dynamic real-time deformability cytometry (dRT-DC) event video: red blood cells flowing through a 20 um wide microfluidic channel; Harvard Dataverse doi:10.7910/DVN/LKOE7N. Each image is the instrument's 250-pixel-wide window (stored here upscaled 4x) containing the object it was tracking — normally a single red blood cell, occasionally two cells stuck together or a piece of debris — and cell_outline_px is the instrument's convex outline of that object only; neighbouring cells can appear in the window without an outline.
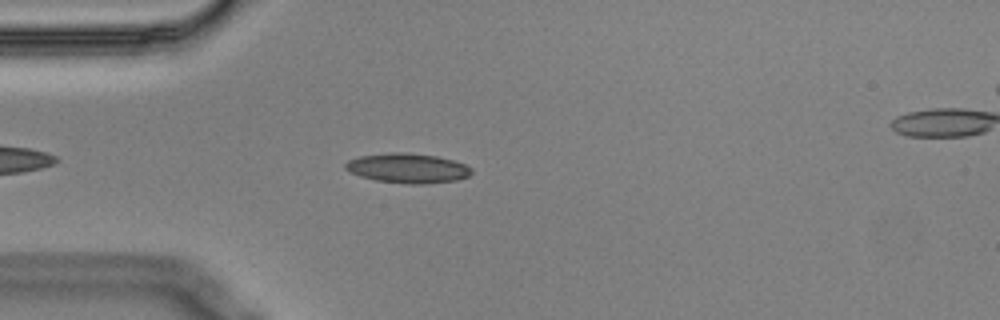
{"species": "Egyptian fruit bat (a non-hibernating species)", "species_latin": "Rousettus aegyptiacus", "temperature_condition": "cold", "stored_images_in_passage": 29, "camera_frame_rate_fps": 3000, "um_per_image_px": 0.085, "animal": {"sex": "male"}, "frame": {"image": 1, "passage_image": 7, "time_ms": 2.0, "image_size_px": [1000, 320], "cell_outline_px": [[472, 172], [468, 176], [456, 180], [424, 184], [408, 184], [376, 180], [360, 176], [348, 172], [344, 168], [344, 164], [348, 160], [360, 156], [392, 152], [408, 152], [436, 156], [452, 160], [464, 164], [472, 168]], "centroid_in_image_um": [34.62, 14.29], "position_along_channel_um": 50.4, "area_um2": 21.85}}
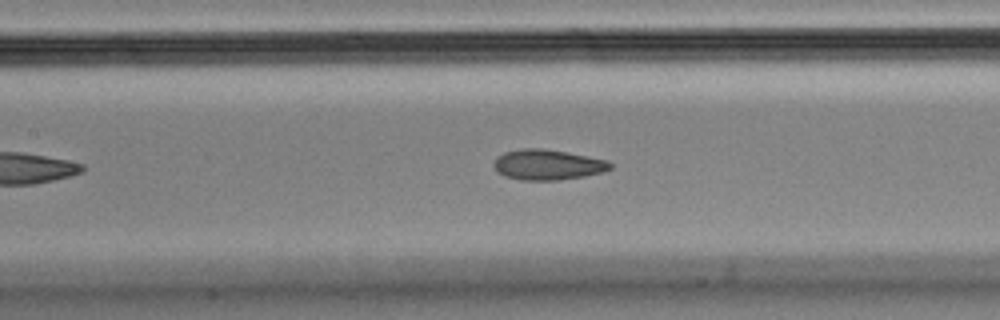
{"frame": {"image": 2, "passage_image": 17, "time_ms": 5.333, "image_size_px": [1000, 320], "cell_outline_px": [[612, 168], [604, 172], [584, 176], [560, 180], [520, 180], [504, 176], [496, 172], [492, 164], [496, 156], [504, 152], [524, 148], [544, 148], [604, 160], [612, 164]], "centroid_in_image_um": [46.47, 14.01], "position_along_channel_um": 160.9, "area_um2": 20.63}}
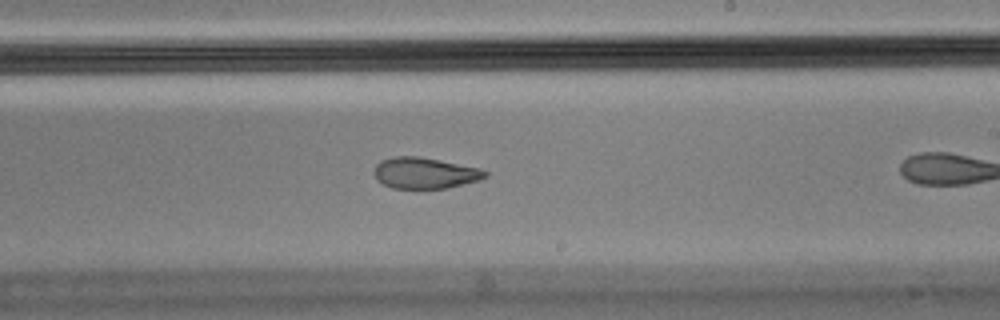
{"frame": {"image": 3, "passage_image": 21, "time_ms": 6.667, "image_size_px": [1000, 320], "cell_outline_px": [[488, 176], [480, 180], [448, 188], [392, 188], [376, 180], [372, 172], [376, 164], [380, 160], [396, 156], [420, 156], [480, 168], [488, 172]], "centroid_in_image_um": [36.1, 14.7], "position_along_channel_um": 252.9, "area_um2": 20.35}}